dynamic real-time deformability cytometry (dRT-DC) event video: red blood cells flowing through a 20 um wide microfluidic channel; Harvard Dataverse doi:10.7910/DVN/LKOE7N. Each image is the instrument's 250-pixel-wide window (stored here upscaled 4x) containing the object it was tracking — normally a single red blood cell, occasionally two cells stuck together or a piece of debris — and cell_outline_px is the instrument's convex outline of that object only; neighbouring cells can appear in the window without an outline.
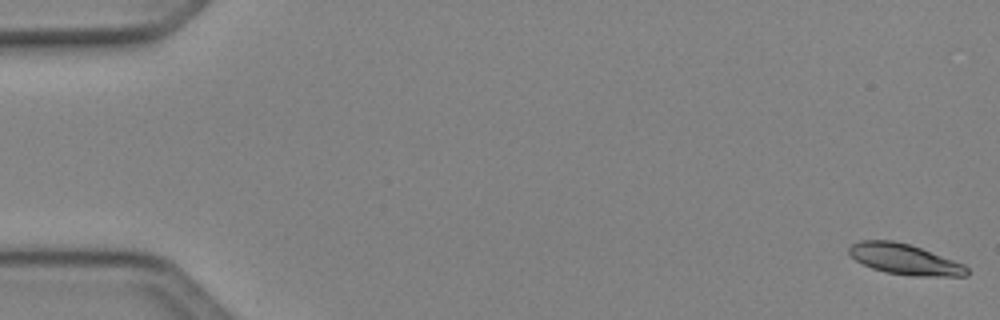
{"species": "Egyptian fruit bat (a non-hibernating species)", "species_latin": "Rousettus aegyptiacus", "temperature_condition": "cold", "stored_images_in_passage": 51, "camera_frame_rate_fps": 3000, "um_per_image_px": 0.085, "animal": {"sex": "female"}, "frame": {"image": 1, "passage_image": 1, "time_ms": 0.0, "image_size_px": [1000, 320], "cell_outline_px": [[968, 276], [912, 276], [884, 272], [872, 268], [856, 260], [848, 252], [848, 248], [852, 244], [860, 240], [892, 240], [908, 244], [920, 248], [964, 264], [968, 268]], "centroid_in_image_um": [76.89, 22.04], "position_along_channel_um": 8.1, "area_um2": 20.87}}
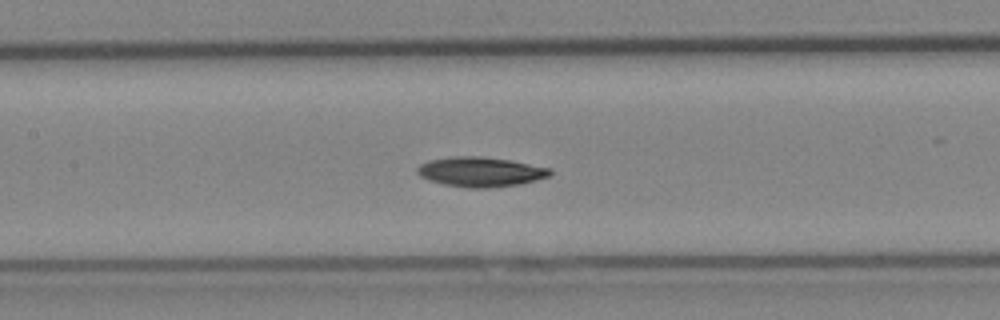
{"frame": {"image": 2, "passage_image": 24, "time_ms": 7.667, "image_size_px": [1000, 320], "cell_outline_px": [[552, 172], [548, 176], [536, 180], [520, 184], [488, 188], [468, 188], [444, 184], [420, 176], [416, 172], [416, 168], [420, 164], [428, 160], [452, 156], [480, 156], [512, 160], [552, 168]], "centroid_in_image_um": [40.86, 14.59], "position_along_channel_um": 166.5, "area_um2": 23.12}}
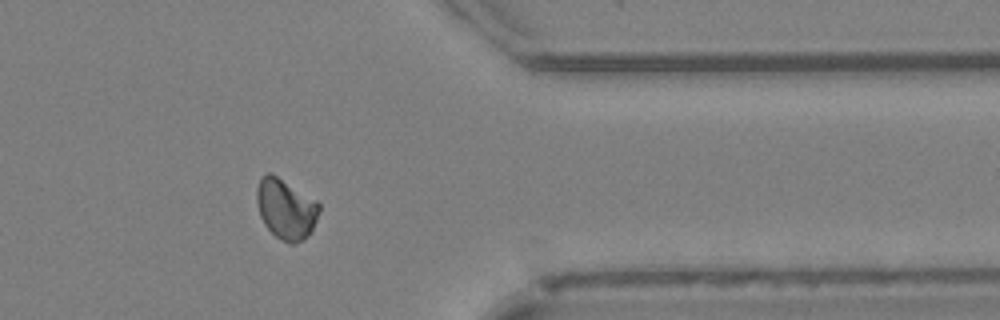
{"frame": {"image": 3, "passage_image": 41, "time_ms": 13.333, "image_size_px": [1000, 320], "cell_outline_px": [[320, 208], [312, 232], [304, 240], [292, 244], [276, 236], [264, 224], [260, 216], [256, 200], [256, 188], [260, 176], [264, 172], [272, 172], [316, 200], [320, 204]], "centroid_in_image_um": [24.28, 17.72], "position_along_channel_um": 387.1, "area_um2": 22.2}, "authors_computed_cell_mechanics": {"area_um2": 21.5594, "velocity_mm_per_s": 4.1247, "shape_relaxation_time_tau1_ms": 8.0464, "shape_relaxation_time_tau2_ms": null, "deformation_change_tau1": 0.1358, "deformation_change_tau2": null}}